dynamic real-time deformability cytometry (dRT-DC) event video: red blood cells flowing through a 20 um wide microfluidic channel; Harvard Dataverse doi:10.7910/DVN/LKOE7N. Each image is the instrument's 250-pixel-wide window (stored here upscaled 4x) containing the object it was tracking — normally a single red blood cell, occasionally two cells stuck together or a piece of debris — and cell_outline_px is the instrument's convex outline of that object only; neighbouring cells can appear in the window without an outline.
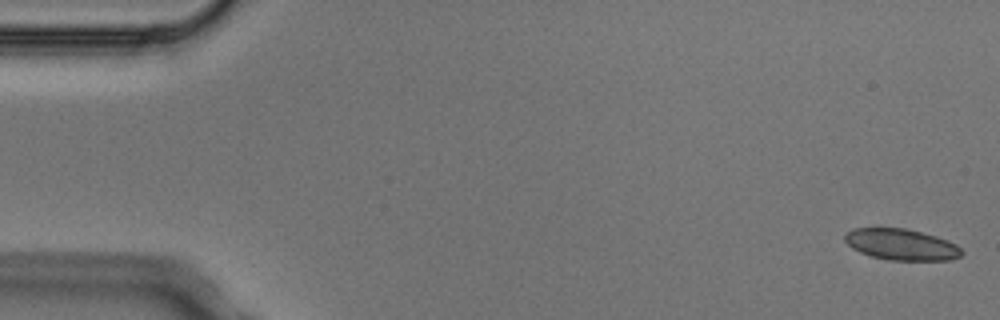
{"species": "Egyptian fruit bat (a non-hibernating species)", "species_latin": "Rousettus aegyptiacus", "temperature_condition": "cold", "stored_images_in_passage": 5, "camera_frame_rate_fps": 3000, "um_per_image_px": 0.085, "animal": {"sex": "male"}, "frame": {"image": 1, "passage_image": 1, "time_ms": 0.0, "image_size_px": [1000, 320], "cell_outline_px": [[964, 252], [960, 256], [952, 260], [888, 260], [872, 256], [860, 252], [852, 248], [844, 240], [844, 236], [852, 228], [904, 228], [936, 236], [948, 240], [956, 244]], "centroid_in_image_um": [76.62, 20.79], "position_along_channel_um": 8.4, "area_um2": 21.21}}
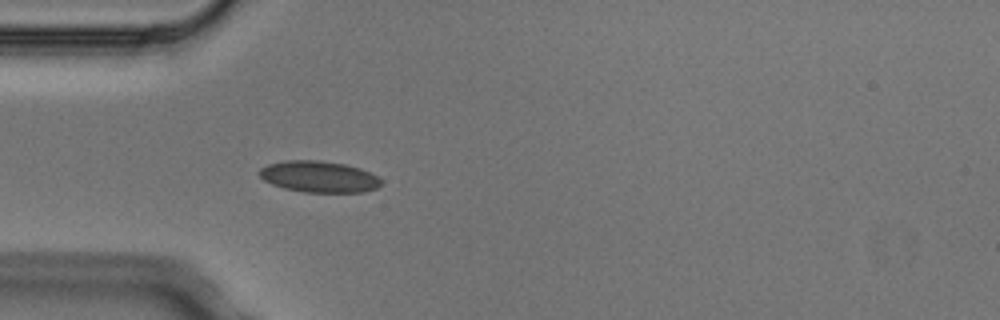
{"frame": {"image": 2, "passage_image": 5, "time_ms": 1.333, "image_size_px": [1000, 320], "cell_outline_px": [[380, 184], [376, 188], [364, 192], [304, 192], [284, 188], [272, 184], [264, 180], [260, 176], [260, 168], [268, 164], [284, 160], [320, 160], [344, 164], [360, 168], [376, 176], [380, 180]], "centroid_in_image_um": [27.08, 15.01], "position_along_channel_um": 57.9, "area_um2": 22.08}}